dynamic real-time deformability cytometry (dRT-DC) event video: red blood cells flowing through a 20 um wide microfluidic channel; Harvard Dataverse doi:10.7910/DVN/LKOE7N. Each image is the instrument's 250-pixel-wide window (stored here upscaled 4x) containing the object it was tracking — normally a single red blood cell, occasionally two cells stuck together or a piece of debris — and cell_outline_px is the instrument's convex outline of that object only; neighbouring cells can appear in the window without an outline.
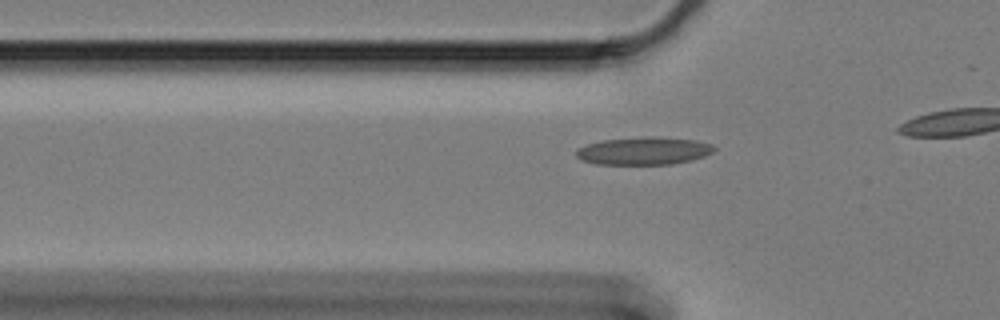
{"species": "Egyptian fruit bat (a non-hibernating species)", "species_latin": "Rousettus aegyptiacus", "temperature_condition": "cold", "stored_images_in_passage": 16, "camera_frame_rate_fps": 3000, "um_per_image_px": 0.085, "animal": {"sex": "female"}, "frame": {"image": 1, "passage_image": 10, "time_ms": 3.0, "image_size_px": [1000, 320], "cell_outline_px": [[716, 148], [712, 152], [704, 156], [692, 160], [672, 164], [596, 164], [584, 160], [576, 156], [576, 148], [600, 140], [640, 136], [656, 136], [696, 140], [712, 144]], "centroid_in_image_um": [54.73, 12.81], "position_along_channel_um": 71.1, "area_um2": 22.48}}
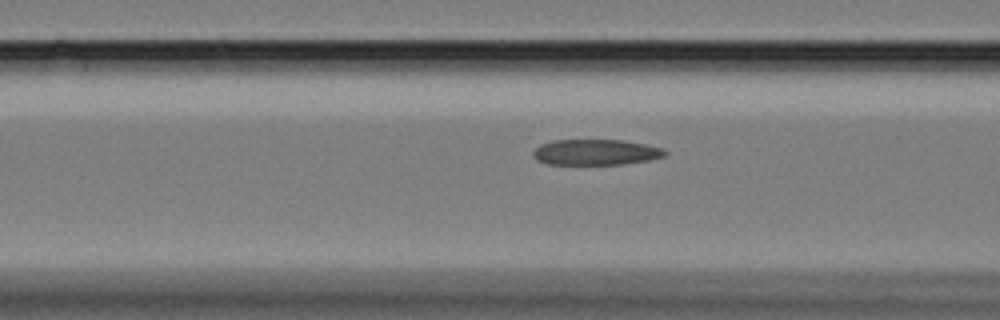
{"frame": {"image": 2, "passage_image": 14, "time_ms": 4.333, "image_size_px": [1000, 320], "cell_outline_px": [[668, 152], [664, 156], [648, 160], [624, 164], [544, 164], [536, 160], [532, 156], [532, 152], [540, 144], [552, 140], [624, 140], [648, 144], [664, 148]], "centroid_in_image_um": [50.63, 12.93], "position_along_channel_um": 116.0, "area_um2": 20.0}}